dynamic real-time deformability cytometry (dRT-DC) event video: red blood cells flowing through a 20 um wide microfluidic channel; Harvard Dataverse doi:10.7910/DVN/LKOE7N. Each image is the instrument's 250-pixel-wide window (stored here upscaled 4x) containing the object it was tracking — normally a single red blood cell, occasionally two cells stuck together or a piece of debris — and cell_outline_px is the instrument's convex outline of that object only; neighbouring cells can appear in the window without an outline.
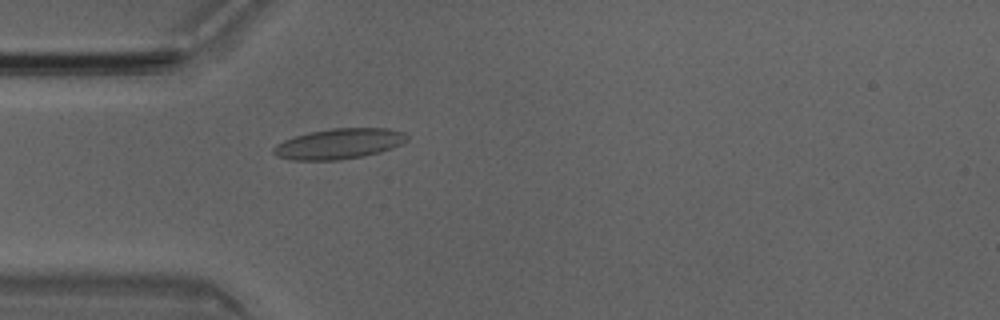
{"species": "Egyptian fruit bat (a non-hibernating species)", "species_latin": "Rousettus aegyptiacus", "temperature_condition": "room temperature", "stored_images_in_passage": 38, "camera_frame_rate_fps": 3000, "um_per_image_px": 0.085, "animal": {"sex": "male"}, "frame": {"image": 1, "passage_image": 2, "time_ms": 0.333, "image_size_px": [1000, 320], "cell_outline_px": [[408, 140], [392, 148], [380, 152], [364, 156], [340, 160], [288, 160], [276, 156], [272, 152], [272, 148], [276, 144], [292, 136], [308, 132], [332, 128], [388, 128], [404, 132], [408, 136]], "centroid_in_image_um": [28.78, 12.22], "position_along_channel_um": 56.2, "area_um2": 23.99}}
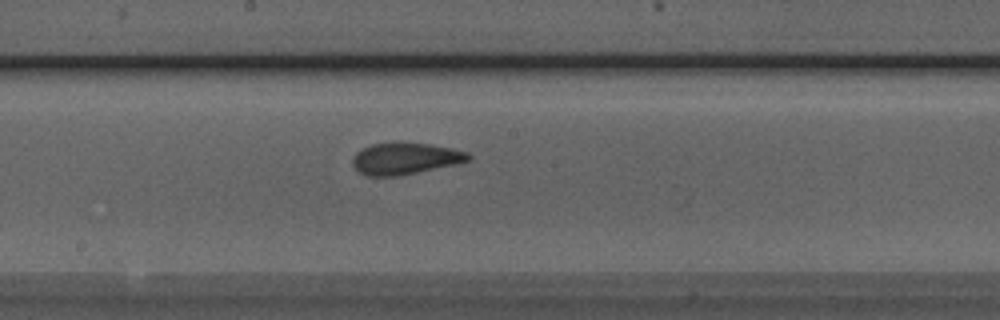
{"frame": {"image": 2, "passage_image": 14, "time_ms": 4.333, "image_size_px": [1000, 320], "cell_outline_px": [[472, 156], [468, 160], [452, 164], [416, 172], [396, 176], [368, 176], [360, 172], [352, 164], [352, 160], [356, 152], [372, 144], [400, 140], [428, 144], [452, 148], [468, 152]], "centroid_in_image_um": [34.4, 13.44], "position_along_channel_um": 213.8, "area_um2": 21.33}}
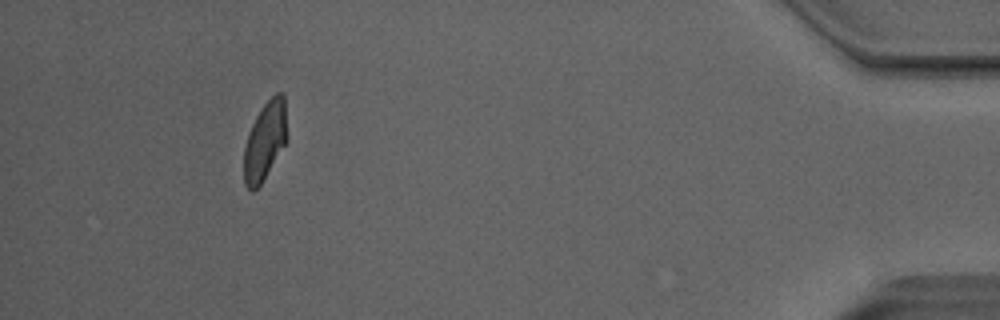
{"frame": {"image": 3, "passage_image": 34, "time_ms": 11.0, "image_size_px": [1000, 320], "cell_outline_px": [[288, 140], [260, 184], [252, 192], [244, 184], [244, 148], [248, 132], [260, 108], [276, 92], [284, 92], [288, 136]], "centroid_in_image_um": [22.54, 11.93], "position_along_channel_um": 412.7, "area_um2": 19.88}, "authors_computed_cell_mechanics": {"area_um2": 20.4612, "velocity_mm_per_s": 4.0271, "shape_relaxation_time_tau1_ms": 10.4029, "shape_relaxation_time_tau2_ms": 1.2314, "deformation_change_tau1": 0.2104, "deformation_change_tau2": 0.0727}}